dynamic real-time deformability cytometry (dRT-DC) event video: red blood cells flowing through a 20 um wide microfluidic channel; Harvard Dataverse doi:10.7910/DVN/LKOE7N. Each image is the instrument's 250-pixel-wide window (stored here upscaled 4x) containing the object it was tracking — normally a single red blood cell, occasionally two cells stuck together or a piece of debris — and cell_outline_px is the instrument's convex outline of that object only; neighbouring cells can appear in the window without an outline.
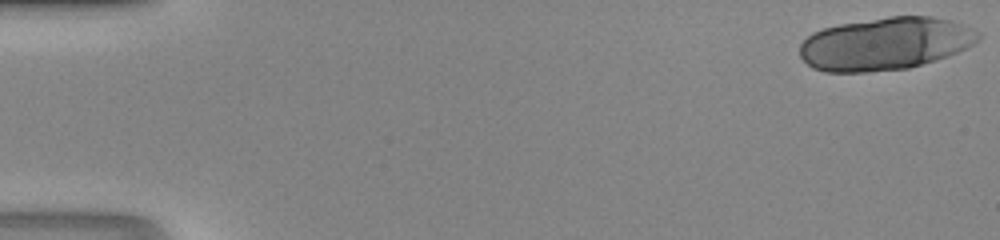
{"species": "human", "species_latin": "Homo sapiens", "temperature_condition": "room temperature", "stored_images_in_passage": 18, "camera_frame_rate_fps": 3000, "um_per_image_px": 0.085, "donor": {"sex": "male"}, "frame": {"image": 1, "passage_image": 1, "time_ms": 0.0, "image_size_px": [1000, 240], "cell_outline_px": [[980, 40], [968, 48], [948, 56], [908, 68], [868, 72], [824, 72], [812, 68], [800, 56], [800, 44], [812, 32], [824, 28], [840, 24], [888, 16], [932, 16], [952, 20], [964, 24], [980, 32]], "centroid_in_image_um": [75.27, 3.71], "position_along_channel_um": 9.7, "area_um2": 55.14}}
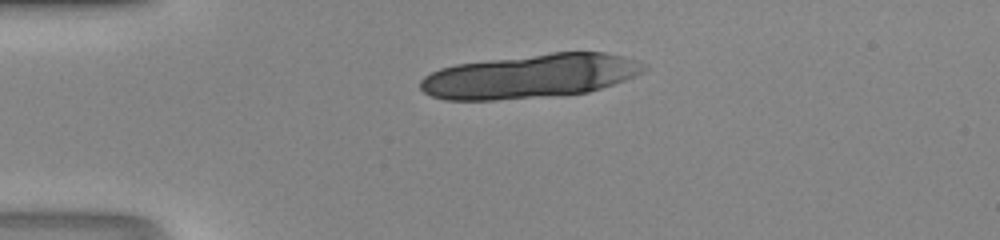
{"frame": {"image": 2, "passage_image": 12, "time_ms": 3.667, "image_size_px": [1000, 240], "cell_outline_px": [[648, 68], [636, 76], [588, 92], [556, 96], [496, 100], [444, 100], [432, 96], [424, 92], [420, 88], [420, 80], [424, 76], [440, 68], [456, 64], [552, 52], [604, 52], [636, 60], [648, 64]], "centroid_in_image_um": [45.07, 6.48], "position_along_channel_um": 39.9, "area_um2": 57.4}}